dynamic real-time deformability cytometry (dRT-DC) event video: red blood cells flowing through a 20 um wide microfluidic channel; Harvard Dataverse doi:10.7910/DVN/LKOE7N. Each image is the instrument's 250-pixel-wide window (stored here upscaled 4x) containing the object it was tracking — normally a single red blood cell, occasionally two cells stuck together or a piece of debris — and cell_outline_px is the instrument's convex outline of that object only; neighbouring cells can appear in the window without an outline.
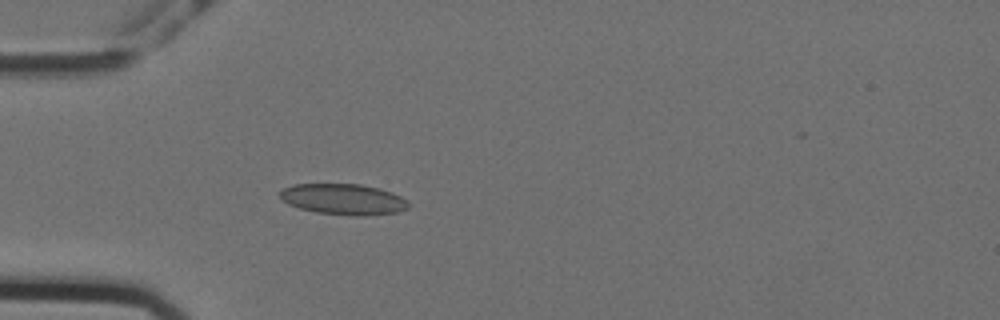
{"species": "Egyptian fruit bat (a non-hibernating species)", "species_latin": "Rousettus aegyptiacus", "temperature_condition": "cold", "stored_images_in_passage": 9, "camera_frame_rate_fps": 3000, "um_per_image_px": 0.085, "animal": {"sex": "female"}, "frame": {"image": 1, "passage_image": 2, "time_ms": 0.333, "image_size_px": [1000, 320], "cell_outline_px": [[408, 208], [400, 212], [364, 216], [356, 216], [316, 212], [300, 208], [288, 204], [280, 200], [280, 192], [284, 188], [292, 184], [360, 184], [380, 188], [392, 192], [408, 200]], "centroid_in_image_um": [29.21, 16.94], "position_along_channel_um": 55.8, "area_um2": 23.29}}
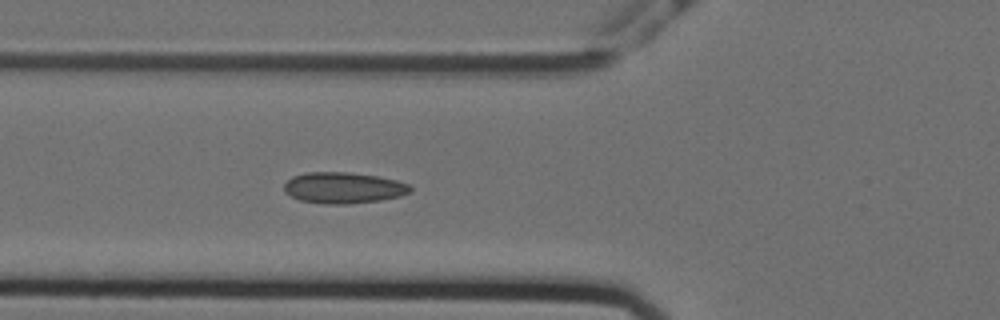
{"frame": {"image": 2, "passage_image": 6, "time_ms": 1.667, "image_size_px": [1000, 320], "cell_outline_px": [[412, 192], [400, 196], [380, 200], [348, 204], [324, 204], [300, 200], [284, 192], [284, 184], [292, 176], [304, 172], [352, 172], [376, 176], [396, 180], [408, 184], [412, 188]], "centroid_in_image_um": [29.18, 15.96], "position_along_channel_um": 96.6, "area_um2": 23.0}}
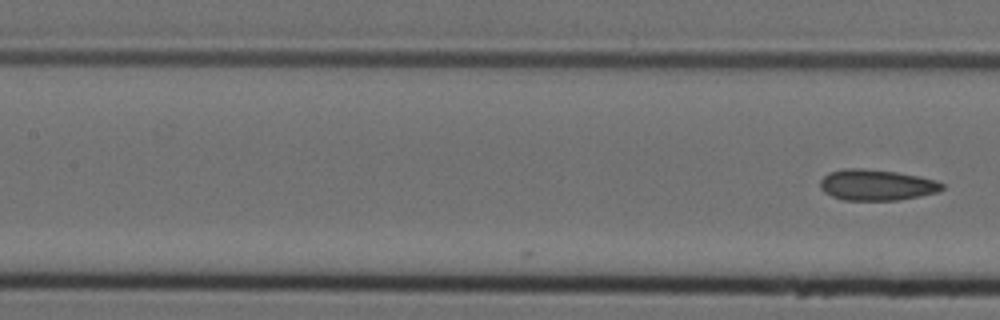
{"frame": {"image": 3, "passage_image": 9, "time_ms": 2.667, "image_size_px": [1000, 320], "cell_outline_px": [[944, 188], [936, 192], [920, 196], [896, 200], [844, 200], [832, 196], [824, 192], [820, 188], [820, 180], [828, 172], [844, 168], [864, 168], [896, 172], [920, 176], [936, 180], [944, 184]], "centroid_in_image_um": [74.49, 15.71], "position_along_channel_um": 132.9, "area_um2": 22.08}}